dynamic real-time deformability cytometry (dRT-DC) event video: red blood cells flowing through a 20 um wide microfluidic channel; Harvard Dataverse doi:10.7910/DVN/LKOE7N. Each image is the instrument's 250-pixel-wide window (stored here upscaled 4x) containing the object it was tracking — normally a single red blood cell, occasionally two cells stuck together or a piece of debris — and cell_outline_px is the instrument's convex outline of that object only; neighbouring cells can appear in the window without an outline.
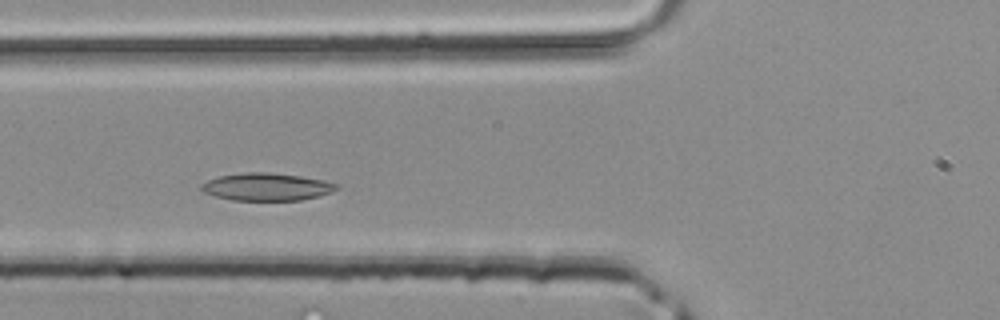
{"species": "common noctule bat (a hibernating species)", "species_latin": "Nyctalus noctula", "temperature_condition": "room temperature", "stored_images_in_passage": 37, "camera_frame_rate_fps": 3000, "um_per_image_px": 0.085, "animal": {"sex": "male", "body_mass_g": 20.4}, "frame": {"image": 1, "passage_image": 9, "time_ms": 2.667, "image_size_px": [1000, 320], "cell_outline_px": [[336, 188], [332, 192], [320, 196], [300, 200], [232, 200], [216, 196], [204, 192], [200, 188], [200, 184], [216, 176], [244, 172], [268, 172], [300, 176], [324, 180], [336, 184]], "centroid_in_image_um": [22.63, 15.87], "position_along_channel_um": 103.2, "area_um2": 21.68}}
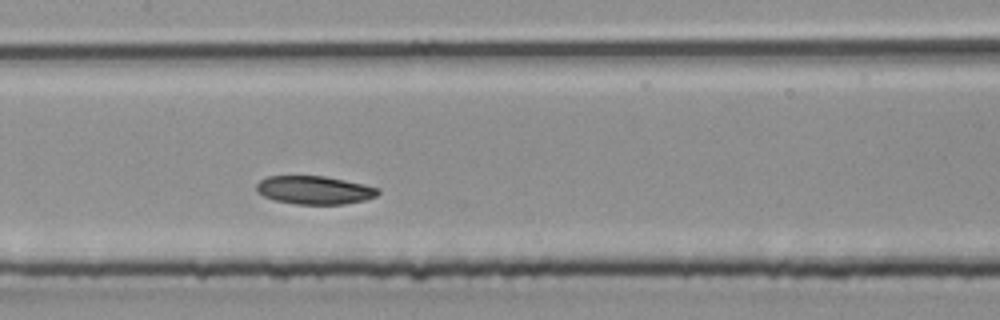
{"frame": {"image": 2, "passage_image": 14, "time_ms": 4.333, "image_size_px": [1000, 320], "cell_outline_px": [[380, 192], [376, 196], [364, 200], [344, 204], [296, 204], [276, 200], [264, 196], [256, 192], [256, 184], [260, 180], [268, 176], [324, 176], [364, 184], [380, 188]], "centroid_in_image_um": [26.73, 16.15], "position_along_channel_um": 180.7, "area_um2": 20.0}}
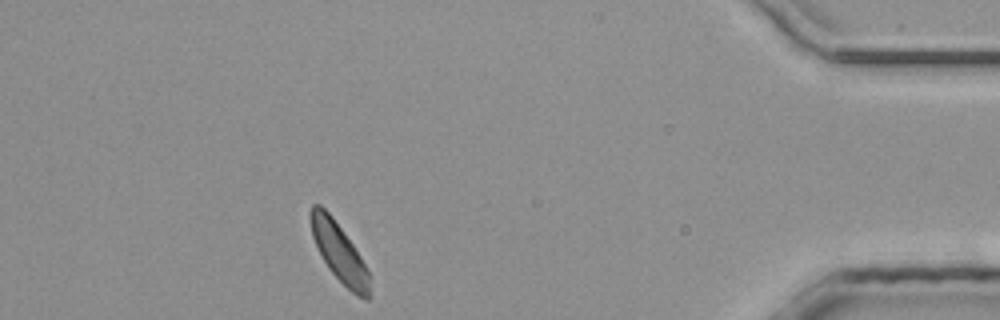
{"frame": {"image": 3, "passage_image": 32, "time_ms": 10.333, "image_size_px": [1000, 320], "cell_outline_px": [[372, 296], [368, 300], [364, 300], [356, 296], [328, 268], [312, 236], [308, 216], [308, 212], [312, 204], [320, 204], [332, 216], [352, 244], [360, 256], [368, 272]], "centroid_in_image_um": [28.82, 21.44], "position_along_channel_um": 406.4, "area_um2": 20.06}}